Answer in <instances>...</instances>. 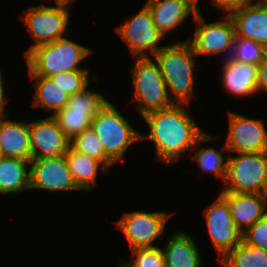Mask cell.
I'll list each match as a JSON object with an SVG mask.
<instances>
[{
    "instance_id": "cell-1",
    "label": "cell",
    "mask_w": 267,
    "mask_h": 267,
    "mask_svg": "<svg viewBox=\"0 0 267 267\" xmlns=\"http://www.w3.org/2000/svg\"><path fill=\"white\" fill-rule=\"evenodd\" d=\"M185 105L189 104L174 103L168 108L149 112L142 117L150 132L142 133L141 140L153 141L156 161L173 165L182 154L193 152L196 140L205 132L196 125Z\"/></svg>"
},
{
    "instance_id": "cell-2",
    "label": "cell",
    "mask_w": 267,
    "mask_h": 267,
    "mask_svg": "<svg viewBox=\"0 0 267 267\" xmlns=\"http://www.w3.org/2000/svg\"><path fill=\"white\" fill-rule=\"evenodd\" d=\"M174 103L190 104L194 95L196 54L187 40L165 45L153 55ZM195 57V58H194Z\"/></svg>"
},
{
    "instance_id": "cell-3",
    "label": "cell",
    "mask_w": 267,
    "mask_h": 267,
    "mask_svg": "<svg viewBox=\"0 0 267 267\" xmlns=\"http://www.w3.org/2000/svg\"><path fill=\"white\" fill-rule=\"evenodd\" d=\"M91 52V49L73 42L67 37L59 38L52 43L33 48L25 56L28 74L50 77L60 72L89 70L79 68V63Z\"/></svg>"
},
{
    "instance_id": "cell-4",
    "label": "cell",
    "mask_w": 267,
    "mask_h": 267,
    "mask_svg": "<svg viewBox=\"0 0 267 267\" xmlns=\"http://www.w3.org/2000/svg\"><path fill=\"white\" fill-rule=\"evenodd\" d=\"M90 128L98 136L106 155L115 164L124 162L125 159L122 158L126 150L141 140V133L109 101L94 116Z\"/></svg>"
},
{
    "instance_id": "cell-5",
    "label": "cell",
    "mask_w": 267,
    "mask_h": 267,
    "mask_svg": "<svg viewBox=\"0 0 267 267\" xmlns=\"http://www.w3.org/2000/svg\"><path fill=\"white\" fill-rule=\"evenodd\" d=\"M152 60L150 56L136 57L132 69L133 99L136 100L135 108L141 117L174 104L168 94L159 65Z\"/></svg>"
},
{
    "instance_id": "cell-6",
    "label": "cell",
    "mask_w": 267,
    "mask_h": 267,
    "mask_svg": "<svg viewBox=\"0 0 267 267\" xmlns=\"http://www.w3.org/2000/svg\"><path fill=\"white\" fill-rule=\"evenodd\" d=\"M228 157L226 184L220 192L267 194V152Z\"/></svg>"
},
{
    "instance_id": "cell-7",
    "label": "cell",
    "mask_w": 267,
    "mask_h": 267,
    "mask_svg": "<svg viewBox=\"0 0 267 267\" xmlns=\"http://www.w3.org/2000/svg\"><path fill=\"white\" fill-rule=\"evenodd\" d=\"M73 3L62 2L56 6L39 4L25 10L20 17L28 30L29 36L35 41L24 55L26 56L33 48L47 43H52L65 36L68 30L70 12L69 5Z\"/></svg>"
},
{
    "instance_id": "cell-8",
    "label": "cell",
    "mask_w": 267,
    "mask_h": 267,
    "mask_svg": "<svg viewBox=\"0 0 267 267\" xmlns=\"http://www.w3.org/2000/svg\"><path fill=\"white\" fill-rule=\"evenodd\" d=\"M108 100L101 92L90 91L88 87L69 97L66 106L52 117L64 135L72 140L82 131L90 129L92 120Z\"/></svg>"
},
{
    "instance_id": "cell-9",
    "label": "cell",
    "mask_w": 267,
    "mask_h": 267,
    "mask_svg": "<svg viewBox=\"0 0 267 267\" xmlns=\"http://www.w3.org/2000/svg\"><path fill=\"white\" fill-rule=\"evenodd\" d=\"M193 19L197 24L195 32L185 40L190 43L196 56H211L230 51L228 52L230 57L235 37V26L232 18L225 15L223 20L207 23L201 12H197Z\"/></svg>"
},
{
    "instance_id": "cell-10",
    "label": "cell",
    "mask_w": 267,
    "mask_h": 267,
    "mask_svg": "<svg viewBox=\"0 0 267 267\" xmlns=\"http://www.w3.org/2000/svg\"><path fill=\"white\" fill-rule=\"evenodd\" d=\"M171 216L166 211L125 212L117 221L116 226L124 234L130 249L157 247L152 243L162 236L166 222Z\"/></svg>"
},
{
    "instance_id": "cell-11",
    "label": "cell",
    "mask_w": 267,
    "mask_h": 267,
    "mask_svg": "<svg viewBox=\"0 0 267 267\" xmlns=\"http://www.w3.org/2000/svg\"><path fill=\"white\" fill-rule=\"evenodd\" d=\"M123 41L129 47L135 57H146L149 53L153 56L164 46H158L164 36L158 31L152 20L150 9L145 4L132 19L126 20L124 24L115 27Z\"/></svg>"
},
{
    "instance_id": "cell-12",
    "label": "cell",
    "mask_w": 267,
    "mask_h": 267,
    "mask_svg": "<svg viewBox=\"0 0 267 267\" xmlns=\"http://www.w3.org/2000/svg\"><path fill=\"white\" fill-rule=\"evenodd\" d=\"M204 216L212 244L222 259L242 242V232L235 226L227 200L221 194L204 209Z\"/></svg>"
},
{
    "instance_id": "cell-13",
    "label": "cell",
    "mask_w": 267,
    "mask_h": 267,
    "mask_svg": "<svg viewBox=\"0 0 267 267\" xmlns=\"http://www.w3.org/2000/svg\"><path fill=\"white\" fill-rule=\"evenodd\" d=\"M228 133L222 149L235 153L267 152V130L263 120L229 112Z\"/></svg>"
},
{
    "instance_id": "cell-14",
    "label": "cell",
    "mask_w": 267,
    "mask_h": 267,
    "mask_svg": "<svg viewBox=\"0 0 267 267\" xmlns=\"http://www.w3.org/2000/svg\"><path fill=\"white\" fill-rule=\"evenodd\" d=\"M30 189L57 191L80 190L74 182L65 155L30 161Z\"/></svg>"
},
{
    "instance_id": "cell-15",
    "label": "cell",
    "mask_w": 267,
    "mask_h": 267,
    "mask_svg": "<svg viewBox=\"0 0 267 267\" xmlns=\"http://www.w3.org/2000/svg\"><path fill=\"white\" fill-rule=\"evenodd\" d=\"M28 126L32 159L60 157L66 154L70 140L52 116L29 121Z\"/></svg>"
},
{
    "instance_id": "cell-16",
    "label": "cell",
    "mask_w": 267,
    "mask_h": 267,
    "mask_svg": "<svg viewBox=\"0 0 267 267\" xmlns=\"http://www.w3.org/2000/svg\"><path fill=\"white\" fill-rule=\"evenodd\" d=\"M252 1L244 0L229 15L234 22L235 37L253 40L267 49V0Z\"/></svg>"
},
{
    "instance_id": "cell-17",
    "label": "cell",
    "mask_w": 267,
    "mask_h": 267,
    "mask_svg": "<svg viewBox=\"0 0 267 267\" xmlns=\"http://www.w3.org/2000/svg\"><path fill=\"white\" fill-rule=\"evenodd\" d=\"M230 208L235 226L244 233L267 215V194L221 192Z\"/></svg>"
},
{
    "instance_id": "cell-18",
    "label": "cell",
    "mask_w": 267,
    "mask_h": 267,
    "mask_svg": "<svg viewBox=\"0 0 267 267\" xmlns=\"http://www.w3.org/2000/svg\"><path fill=\"white\" fill-rule=\"evenodd\" d=\"M3 108L0 112V148L3 156L32 160L28 122L8 120Z\"/></svg>"
},
{
    "instance_id": "cell-19",
    "label": "cell",
    "mask_w": 267,
    "mask_h": 267,
    "mask_svg": "<svg viewBox=\"0 0 267 267\" xmlns=\"http://www.w3.org/2000/svg\"><path fill=\"white\" fill-rule=\"evenodd\" d=\"M158 31L166 37L190 15L197 13L195 0H154L145 3Z\"/></svg>"
},
{
    "instance_id": "cell-20",
    "label": "cell",
    "mask_w": 267,
    "mask_h": 267,
    "mask_svg": "<svg viewBox=\"0 0 267 267\" xmlns=\"http://www.w3.org/2000/svg\"><path fill=\"white\" fill-rule=\"evenodd\" d=\"M222 66V85L235 97H250L257 94L258 65L241 63L229 56Z\"/></svg>"
},
{
    "instance_id": "cell-21",
    "label": "cell",
    "mask_w": 267,
    "mask_h": 267,
    "mask_svg": "<svg viewBox=\"0 0 267 267\" xmlns=\"http://www.w3.org/2000/svg\"><path fill=\"white\" fill-rule=\"evenodd\" d=\"M162 251L166 267H203L199 249L186 232L173 233Z\"/></svg>"
},
{
    "instance_id": "cell-22",
    "label": "cell",
    "mask_w": 267,
    "mask_h": 267,
    "mask_svg": "<svg viewBox=\"0 0 267 267\" xmlns=\"http://www.w3.org/2000/svg\"><path fill=\"white\" fill-rule=\"evenodd\" d=\"M65 157L74 182L82 191H89L95 187L99 169L101 173L108 171L100 161L75 151L71 146L67 149Z\"/></svg>"
},
{
    "instance_id": "cell-23",
    "label": "cell",
    "mask_w": 267,
    "mask_h": 267,
    "mask_svg": "<svg viewBox=\"0 0 267 267\" xmlns=\"http://www.w3.org/2000/svg\"><path fill=\"white\" fill-rule=\"evenodd\" d=\"M25 189L30 190V161L4 156L0 160V194H16Z\"/></svg>"
},
{
    "instance_id": "cell-24",
    "label": "cell",
    "mask_w": 267,
    "mask_h": 267,
    "mask_svg": "<svg viewBox=\"0 0 267 267\" xmlns=\"http://www.w3.org/2000/svg\"><path fill=\"white\" fill-rule=\"evenodd\" d=\"M218 139V136L210 135L207 132H204L195 143L194 148L197 151L192 155L193 158L199 169L205 173L214 174L215 179H222L225 181L226 178V170H227V160L224 154L219 152L214 147H202L199 148L201 143L209 142H216L215 140ZM199 145V146H198ZM225 160V161H224Z\"/></svg>"
},
{
    "instance_id": "cell-25",
    "label": "cell",
    "mask_w": 267,
    "mask_h": 267,
    "mask_svg": "<svg viewBox=\"0 0 267 267\" xmlns=\"http://www.w3.org/2000/svg\"><path fill=\"white\" fill-rule=\"evenodd\" d=\"M30 78L35 81L32 106L52 110L51 116L66 106L70 95L57 86L51 78L42 76H30Z\"/></svg>"
},
{
    "instance_id": "cell-26",
    "label": "cell",
    "mask_w": 267,
    "mask_h": 267,
    "mask_svg": "<svg viewBox=\"0 0 267 267\" xmlns=\"http://www.w3.org/2000/svg\"><path fill=\"white\" fill-rule=\"evenodd\" d=\"M218 261L225 267H267V250L242 240Z\"/></svg>"
},
{
    "instance_id": "cell-27",
    "label": "cell",
    "mask_w": 267,
    "mask_h": 267,
    "mask_svg": "<svg viewBox=\"0 0 267 267\" xmlns=\"http://www.w3.org/2000/svg\"><path fill=\"white\" fill-rule=\"evenodd\" d=\"M70 146L77 152L100 161L108 170L114 162L106 155L96 133L90 128L70 140Z\"/></svg>"
},
{
    "instance_id": "cell-28",
    "label": "cell",
    "mask_w": 267,
    "mask_h": 267,
    "mask_svg": "<svg viewBox=\"0 0 267 267\" xmlns=\"http://www.w3.org/2000/svg\"><path fill=\"white\" fill-rule=\"evenodd\" d=\"M267 56V49L260 43L250 39L234 37L230 58L248 64L259 65Z\"/></svg>"
},
{
    "instance_id": "cell-29",
    "label": "cell",
    "mask_w": 267,
    "mask_h": 267,
    "mask_svg": "<svg viewBox=\"0 0 267 267\" xmlns=\"http://www.w3.org/2000/svg\"><path fill=\"white\" fill-rule=\"evenodd\" d=\"M88 74V70H74L60 72L50 76L49 78H51L52 81L64 92L71 96L87 88L88 85H90L91 80H96L94 76L89 78Z\"/></svg>"
},
{
    "instance_id": "cell-30",
    "label": "cell",
    "mask_w": 267,
    "mask_h": 267,
    "mask_svg": "<svg viewBox=\"0 0 267 267\" xmlns=\"http://www.w3.org/2000/svg\"><path fill=\"white\" fill-rule=\"evenodd\" d=\"M130 250L132 259L128 262L124 261L129 267H166L165 256L160 247H144Z\"/></svg>"
},
{
    "instance_id": "cell-31",
    "label": "cell",
    "mask_w": 267,
    "mask_h": 267,
    "mask_svg": "<svg viewBox=\"0 0 267 267\" xmlns=\"http://www.w3.org/2000/svg\"><path fill=\"white\" fill-rule=\"evenodd\" d=\"M242 240L249 245L267 250V215L242 233Z\"/></svg>"
},
{
    "instance_id": "cell-32",
    "label": "cell",
    "mask_w": 267,
    "mask_h": 267,
    "mask_svg": "<svg viewBox=\"0 0 267 267\" xmlns=\"http://www.w3.org/2000/svg\"><path fill=\"white\" fill-rule=\"evenodd\" d=\"M212 4L216 6V8H220L226 15H230L232 12L235 11V9L242 4L244 0H211ZM195 7L196 11L199 13L200 10L198 9V3L197 0H195Z\"/></svg>"
},
{
    "instance_id": "cell-33",
    "label": "cell",
    "mask_w": 267,
    "mask_h": 267,
    "mask_svg": "<svg viewBox=\"0 0 267 267\" xmlns=\"http://www.w3.org/2000/svg\"><path fill=\"white\" fill-rule=\"evenodd\" d=\"M267 93V56L258 65L257 93Z\"/></svg>"
},
{
    "instance_id": "cell-34",
    "label": "cell",
    "mask_w": 267,
    "mask_h": 267,
    "mask_svg": "<svg viewBox=\"0 0 267 267\" xmlns=\"http://www.w3.org/2000/svg\"><path fill=\"white\" fill-rule=\"evenodd\" d=\"M4 89L5 87L3 85L2 72L0 70V106H2L3 108H5L6 103L8 102L7 100H5Z\"/></svg>"
},
{
    "instance_id": "cell-35",
    "label": "cell",
    "mask_w": 267,
    "mask_h": 267,
    "mask_svg": "<svg viewBox=\"0 0 267 267\" xmlns=\"http://www.w3.org/2000/svg\"><path fill=\"white\" fill-rule=\"evenodd\" d=\"M120 265L118 266V267H129V266H127L125 263H124V260L122 259V260H120V263H119Z\"/></svg>"
},
{
    "instance_id": "cell-36",
    "label": "cell",
    "mask_w": 267,
    "mask_h": 267,
    "mask_svg": "<svg viewBox=\"0 0 267 267\" xmlns=\"http://www.w3.org/2000/svg\"><path fill=\"white\" fill-rule=\"evenodd\" d=\"M63 2H69V3H74L76 0H62Z\"/></svg>"
},
{
    "instance_id": "cell-37",
    "label": "cell",
    "mask_w": 267,
    "mask_h": 267,
    "mask_svg": "<svg viewBox=\"0 0 267 267\" xmlns=\"http://www.w3.org/2000/svg\"><path fill=\"white\" fill-rule=\"evenodd\" d=\"M55 1V4L57 5V4H60V3H62L63 1L62 0H54Z\"/></svg>"
},
{
    "instance_id": "cell-38",
    "label": "cell",
    "mask_w": 267,
    "mask_h": 267,
    "mask_svg": "<svg viewBox=\"0 0 267 267\" xmlns=\"http://www.w3.org/2000/svg\"><path fill=\"white\" fill-rule=\"evenodd\" d=\"M3 154H2V151H1V148H0V160L3 158Z\"/></svg>"
}]
</instances>
